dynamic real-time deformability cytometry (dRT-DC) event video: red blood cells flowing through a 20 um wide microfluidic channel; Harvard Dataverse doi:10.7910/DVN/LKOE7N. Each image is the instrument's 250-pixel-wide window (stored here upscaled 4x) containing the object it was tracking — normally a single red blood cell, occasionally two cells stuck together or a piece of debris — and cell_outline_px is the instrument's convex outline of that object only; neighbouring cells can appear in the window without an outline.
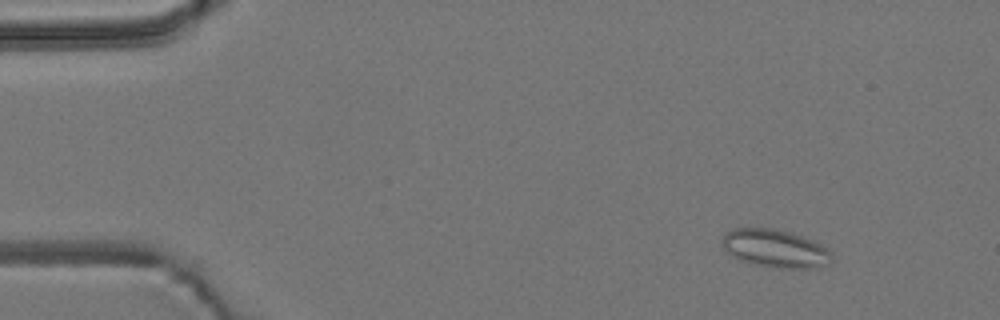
{"species": "common noctule bat (a hibernating species)", "species_latin": "Nyctalus noctula", "temperature_condition": "room temperature", "stored_images_in_passage": 43, "camera_frame_rate_fps": 3000, "um_per_image_px": 0.085, "animal": {"sex": "male", "body_mass_g": 19.2, "forearm_length_mm": 51.8}, "frame": {"image": 1, "passage_image": 6, "time_ms": 1.667, "image_size_px": [1000, 320], "cell_outline_px": [[832, 260], [828, 264], [816, 268], [776, 268], [740, 260], [732, 256], [724, 248], [720, 240], [732, 228], [772, 228], [792, 232], [812, 240], [820, 244], [832, 252]], "centroid_in_image_um": [65.91, 21.12], "position_along_channel_um": 19.1, "area_um2": 24.28}}